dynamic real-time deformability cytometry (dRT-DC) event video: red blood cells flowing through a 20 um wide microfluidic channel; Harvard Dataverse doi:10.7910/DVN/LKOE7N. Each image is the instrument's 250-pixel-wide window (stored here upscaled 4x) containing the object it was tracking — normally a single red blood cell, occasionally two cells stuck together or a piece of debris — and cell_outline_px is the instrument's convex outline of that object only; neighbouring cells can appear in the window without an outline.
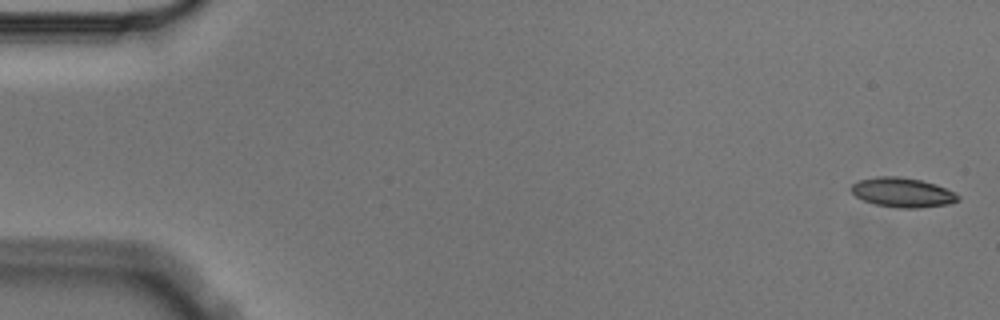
{"species": "Egyptian fruit bat (a non-hibernating species)", "species_latin": "Rousettus aegyptiacus", "temperature_condition": "cold", "stored_images_in_passage": 5, "camera_frame_rate_fps": 3000, "um_per_image_px": 0.085, "animal": {"sex": "male"}, "frame": {"image": 1, "passage_image": 1, "time_ms": 0.0, "image_size_px": [1000, 320], "cell_outline_px": [[960, 200], [948, 204], [920, 208], [896, 208], [876, 204], [864, 200], [856, 196], [848, 188], [852, 184], [860, 180], [876, 176], [896, 176], [920, 180], [936, 184], [956, 192], [960, 196]], "centroid_in_image_um": [76.73, 16.36], "position_along_channel_um": 8.3, "area_um2": 18.5}}
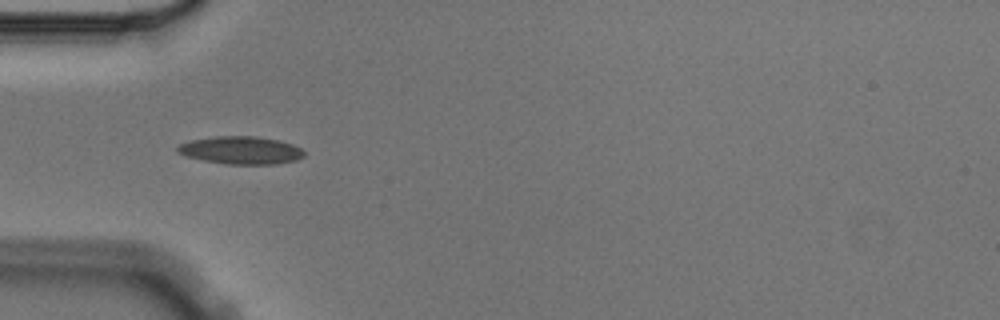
{"frame": {"image": 2, "passage_image": 5, "time_ms": 1.333, "image_size_px": [1000, 320], "cell_outline_px": [[304, 156], [296, 160], [276, 164], [224, 164], [204, 160], [188, 156], [176, 152], [176, 148], [180, 144], [192, 140], [216, 136], [256, 136], [276, 140], [292, 144], [300, 148], [304, 152]], "centroid_in_image_um": [20.48, 12.77], "position_along_channel_um": 64.5, "area_um2": 20.29}}